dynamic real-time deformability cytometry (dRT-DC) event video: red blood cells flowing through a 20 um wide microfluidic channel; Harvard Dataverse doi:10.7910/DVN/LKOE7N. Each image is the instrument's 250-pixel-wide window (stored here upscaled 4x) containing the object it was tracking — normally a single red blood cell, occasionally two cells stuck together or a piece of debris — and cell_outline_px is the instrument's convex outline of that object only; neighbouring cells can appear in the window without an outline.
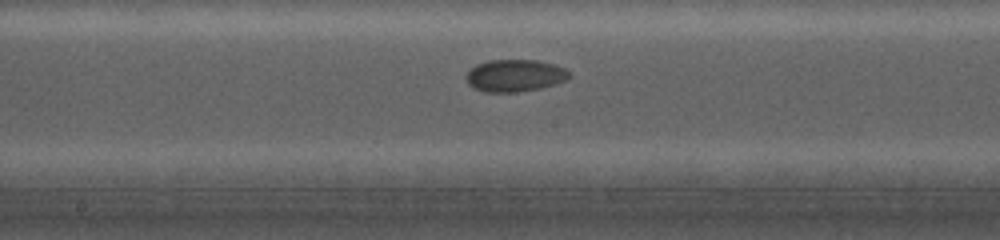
{"species": "common noctule bat (a hibernating species)", "species_latin": "Nyctalus noctula", "temperature_condition": "cold", "stored_images_in_passage": 33, "camera_frame_rate_fps": 5000, "um_per_image_px": 0.085, "animal": {"sex": "female", "body_mass_g": 19.0, "forearm_length_mm": 56.7}, "frame": {"image": 1, "passage_image": 12, "time_ms": 5.6, "image_size_px": [1000, 240], "cell_outline_px": [[572, 76], [568, 80], [540, 88], [516, 92], [484, 92], [472, 88], [468, 84], [464, 76], [476, 64], [488, 60], [536, 60], [552, 64], [564, 68]], "centroid_in_image_um": [43.73, 6.43], "position_along_channel_um": 204.5, "area_um2": 19.42}}
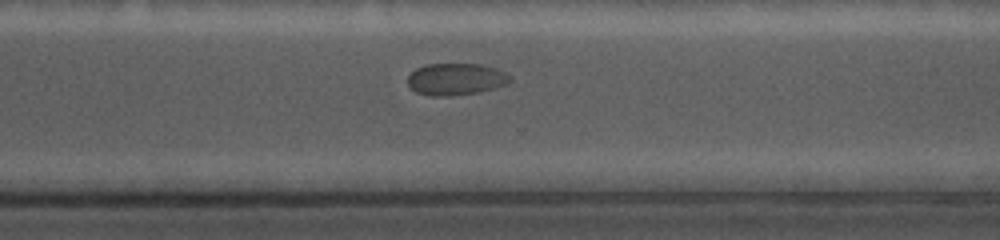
{"frame": {"image": 2, "passage_image": 22, "time_ms": 9.2, "image_size_px": [1000, 240], "cell_outline_px": [[512, 80], [508, 84], [496, 88], [476, 92], [448, 96], [428, 96], [416, 92], [408, 84], [408, 76], [416, 68], [428, 64], [480, 64], [496, 68], [504, 72]], "centroid_in_image_um": [38.75, 6.73], "position_along_channel_um": 331.9, "area_um2": 18.96}}
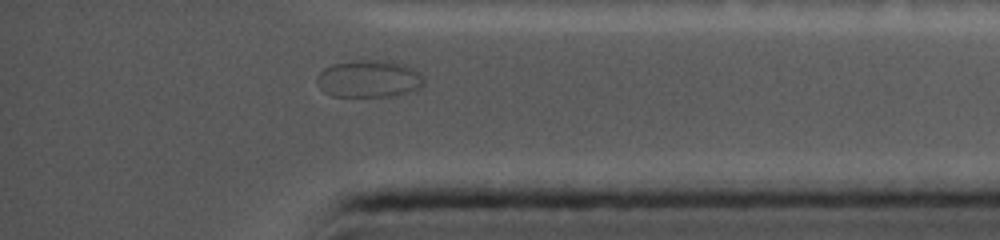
{"frame": {"image": 3, "passage_image": 29, "time_ms": 11.2, "image_size_px": [1000, 240], "cell_outline_px": [[424, 84], [420, 88], [408, 92], [388, 96], [332, 96], [324, 92], [316, 84], [316, 76], [324, 68], [332, 64], [352, 60], [376, 60], [404, 64], [420, 72], [424, 80]], "centroid_in_image_um": [31.32, 6.69], "position_along_channel_um": 403.9, "area_um2": 23.29}}